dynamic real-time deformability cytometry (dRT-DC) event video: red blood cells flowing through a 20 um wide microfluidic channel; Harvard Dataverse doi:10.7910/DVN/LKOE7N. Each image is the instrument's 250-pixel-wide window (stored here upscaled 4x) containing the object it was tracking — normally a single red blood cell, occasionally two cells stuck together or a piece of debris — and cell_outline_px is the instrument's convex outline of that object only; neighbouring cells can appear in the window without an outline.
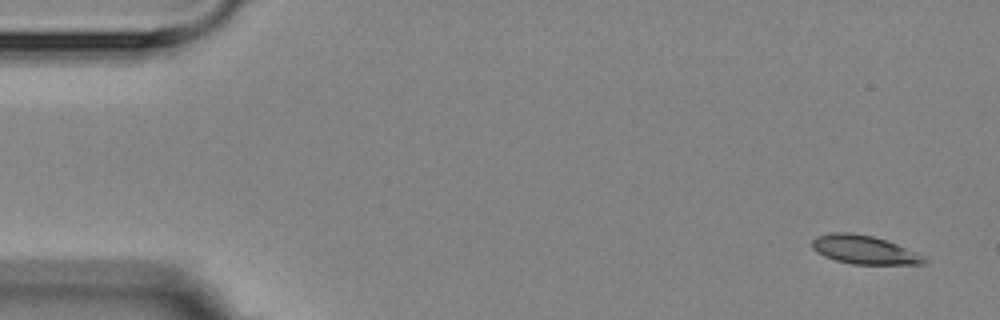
{"species": "Egyptian fruit bat (a non-hibernating species)", "species_latin": "Rousettus aegyptiacus", "temperature_condition": "room temperature", "stored_images_in_passage": 5, "camera_frame_rate_fps": 3000, "um_per_image_px": 0.085, "animal": {"sex": "female"}, "frame": {"image": 1, "passage_image": 1, "time_ms": 0.0, "image_size_px": [1000, 320], "cell_outline_px": [[928, 260], [924, 264], [852, 264], [836, 260], [824, 256], [816, 252], [812, 248], [812, 240], [816, 236], [832, 232], [852, 232], [872, 236], [896, 244], [916, 252], [924, 256]], "centroid_in_image_um": [73.43, 21.23], "position_along_channel_um": 11.6, "area_um2": 18.61}}
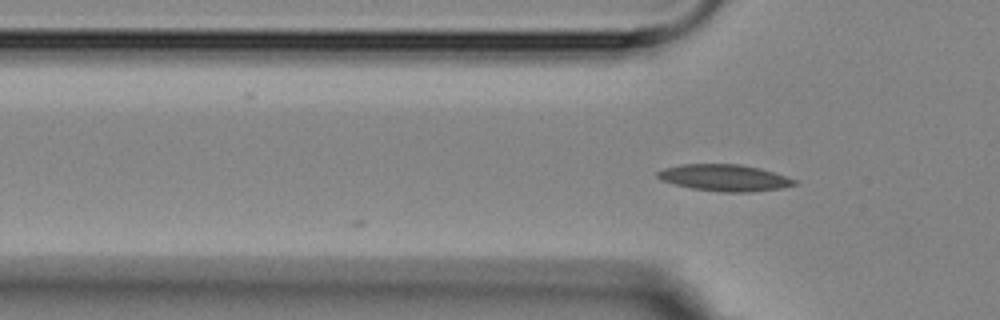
{"frame": {"image": 2, "passage_image": 5, "time_ms": 4.667, "image_size_px": [1000, 320], "cell_outline_px": [[796, 184], [780, 188], [748, 192], [720, 192], [692, 188], [660, 180], [656, 176], [656, 172], [664, 168], [680, 164], [740, 164], [760, 168], [796, 180]], "centroid_in_image_um": [61.53, 15.1], "position_along_channel_um": 64.3, "area_um2": 21.04}}